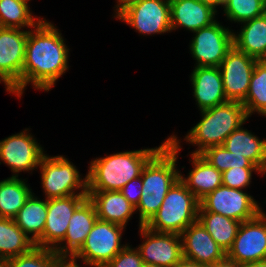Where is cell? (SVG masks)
I'll return each mask as SVG.
<instances>
[{"label": "cell", "mask_w": 266, "mask_h": 267, "mask_svg": "<svg viewBox=\"0 0 266 267\" xmlns=\"http://www.w3.org/2000/svg\"><path fill=\"white\" fill-rule=\"evenodd\" d=\"M248 117L257 112L266 116V60H257L246 98L241 102Z\"/></svg>", "instance_id": "29"}, {"label": "cell", "mask_w": 266, "mask_h": 267, "mask_svg": "<svg viewBox=\"0 0 266 267\" xmlns=\"http://www.w3.org/2000/svg\"><path fill=\"white\" fill-rule=\"evenodd\" d=\"M24 181L12 176L0 181V217L13 219L33 193Z\"/></svg>", "instance_id": "27"}, {"label": "cell", "mask_w": 266, "mask_h": 267, "mask_svg": "<svg viewBox=\"0 0 266 267\" xmlns=\"http://www.w3.org/2000/svg\"><path fill=\"white\" fill-rule=\"evenodd\" d=\"M198 1L211 6L216 11H217L216 9L217 6L221 5L222 7H224L225 2H226V0H198Z\"/></svg>", "instance_id": "40"}, {"label": "cell", "mask_w": 266, "mask_h": 267, "mask_svg": "<svg viewBox=\"0 0 266 267\" xmlns=\"http://www.w3.org/2000/svg\"><path fill=\"white\" fill-rule=\"evenodd\" d=\"M198 212H214L244 222L256 217L262 208L242 189L221 185L199 201Z\"/></svg>", "instance_id": "8"}, {"label": "cell", "mask_w": 266, "mask_h": 267, "mask_svg": "<svg viewBox=\"0 0 266 267\" xmlns=\"http://www.w3.org/2000/svg\"><path fill=\"white\" fill-rule=\"evenodd\" d=\"M88 198V195H71L47 200V217L43 236L35 246L55 249L65 238L69 220L74 211Z\"/></svg>", "instance_id": "14"}, {"label": "cell", "mask_w": 266, "mask_h": 267, "mask_svg": "<svg viewBox=\"0 0 266 267\" xmlns=\"http://www.w3.org/2000/svg\"><path fill=\"white\" fill-rule=\"evenodd\" d=\"M223 146L238 156H244L266 174V139L260 140L243 127L237 128L225 139Z\"/></svg>", "instance_id": "23"}, {"label": "cell", "mask_w": 266, "mask_h": 267, "mask_svg": "<svg viewBox=\"0 0 266 267\" xmlns=\"http://www.w3.org/2000/svg\"><path fill=\"white\" fill-rule=\"evenodd\" d=\"M35 244L12 218L0 217V258L10 259L29 252Z\"/></svg>", "instance_id": "26"}, {"label": "cell", "mask_w": 266, "mask_h": 267, "mask_svg": "<svg viewBox=\"0 0 266 267\" xmlns=\"http://www.w3.org/2000/svg\"><path fill=\"white\" fill-rule=\"evenodd\" d=\"M193 169L188 177L180 174V180L200 201L207 194L222 185V173L200 154H191Z\"/></svg>", "instance_id": "22"}, {"label": "cell", "mask_w": 266, "mask_h": 267, "mask_svg": "<svg viewBox=\"0 0 266 267\" xmlns=\"http://www.w3.org/2000/svg\"><path fill=\"white\" fill-rule=\"evenodd\" d=\"M139 229L144 241L137 249L143 263L173 267L183 258L180 235L154 232L146 226H140Z\"/></svg>", "instance_id": "16"}, {"label": "cell", "mask_w": 266, "mask_h": 267, "mask_svg": "<svg viewBox=\"0 0 266 267\" xmlns=\"http://www.w3.org/2000/svg\"><path fill=\"white\" fill-rule=\"evenodd\" d=\"M239 34L234 33V46L257 60H266V12L245 21Z\"/></svg>", "instance_id": "24"}, {"label": "cell", "mask_w": 266, "mask_h": 267, "mask_svg": "<svg viewBox=\"0 0 266 267\" xmlns=\"http://www.w3.org/2000/svg\"><path fill=\"white\" fill-rule=\"evenodd\" d=\"M54 267H81L70 258H62Z\"/></svg>", "instance_id": "39"}, {"label": "cell", "mask_w": 266, "mask_h": 267, "mask_svg": "<svg viewBox=\"0 0 266 267\" xmlns=\"http://www.w3.org/2000/svg\"><path fill=\"white\" fill-rule=\"evenodd\" d=\"M242 267H266V260L243 264Z\"/></svg>", "instance_id": "42"}, {"label": "cell", "mask_w": 266, "mask_h": 267, "mask_svg": "<svg viewBox=\"0 0 266 267\" xmlns=\"http://www.w3.org/2000/svg\"><path fill=\"white\" fill-rule=\"evenodd\" d=\"M97 213L94 204L87 198L73 213L65 238L54 251L61 258H72L84 244L86 237L91 231ZM64 242V244H63ZM63 245V246H62Z\"/></svg>", "instance_id": "18"}, {"label": "cell", "mask_w": 266, "mask_h": 267, "mask_svg": "<svg viewBox=\"0 0 266 267\" xmlns=\"http://www.w3.org/2000/svg\"><path fill=\"white\" fill-rule=\"evenodd\" d=\"M253 171L264 175L258 167L230 168L222 173V185L233 189H245L250 185Z\"/></svg>", "instance_id": "34"}, {"label": "cell", "mask_w": 266, "mask_h": 267, "mask_svg": "<svg viewBox=\"0 0 266 267\" xmlns=\"http://www.w3.org/2000/svg\"><path fill=\"white\" fill-rule=\"evenodd\" d=\"M61 259L53 249L34 246L29 252L7 262L8 267H54Z\"/></svg>", "instance_id": "33"}, {"label": "cell", "mask_w": 266, "mask_h": 267, "mask_svg": "<svg viewBox=\"0 0 266 267\" xmlns=\"http://www.w3.org/2000/svg\"><path fill=\"white\" fill-rule=\"evenodd\" d=\"M175 135L167 138V143L144 166L142 195L135 207L139 211V227L145 226L161 207L169 189L180 178L176 162L182 149Z\"/></svg>", "instance_id": "2"}, {"label": "cell", "mask_w": 266, "mask_h": 267, "mask_svg": "<svg viewBox=\"0 0 266 267\" xmlns=\"http://www.w3.org/2000/svg\"><path fill=\"white\" fill-rule=\"evenodd\" d=\"M212 267H242V265L237 264L233 261H230L229 259L226 258L225 260L217 263L216 265Z\"/></svg>", "instance_id": "41"}, {"label": "cell", "mask_w": 266, "mask_h": 267, "mask_svg": "<svg viewBox=\"0 0 266 267\" xmlns=\"http://www.w3.org/2000/svg\"><path fill=\"white\" fill-rule=\"evenodd\" d=\"M227 259L237 264L266 260V214L241 222Z\"/></svg>", "instance_id": "10"}, {"label": "cell", "mask_w": 266, "mask_h": 267, "mask_svg": "<svg viewBox=\"0 0 266 267\" xmlns=\"http://www.w3.org/2000/svg\"><path fill=\"white\" fill-rule=\"evenodd\" d=\"M171 29L183 27L197 31L214 23L217 13L211 6L198 0H169Z\"/></svg>", "instance_id": "20"}, {"label": "cell", "mask_w": 266, "mask_h": 267, "mask_svg": "<svg viewBox=\"0 0 266 267\" xmlns=\"http://www.w3.org/2000/svg\"><path fill=\"white\" fill-rule=\"evenodd\" d=\"M228 20L243 23L266 12V0H226L223 7Z\"/></svg>", "instance_id": "31"}, {"label": "cell", "mask_w": 266, "mask_h": 267, "mask_svg": "<svg viewBox=\"0 0 266 267\" xmlns=\"http://www.w3.org/2000/svg\"><path fill=\"white\" fill-rule=\"evenodd\" d=\"M167 143L156 148L124 151L90 162L87 191H120L132 179L141 176L147 162Z\"/></svg>", "instance_id": "3"}, {"label": "cell", "mask_w": 266, "mask_h": 267, "mask_svg": "<svg viewBox=\"0 0 266 267\" xmlns=\"http://www.w3.org/2000/svg\"><path fill=\"white\" fill-rule=\"evenodd\" d=\"M256 58L233 46L219 65L224 92L229 101L242 102L248 93Z\"/></svg>", "instance_id": "15"}, {"label": "cell", "mask_w": 266, "mask_h": 267, "mask_svg": "<svg viewBox=\"0 0 266 267\" xmlns=\"http://www.w3.org/2000/svg\"><path fill=\"white\" fill-rule=\"evenodd\" d=\"M198 220L227 253L233 245L241 222L214 212H198Z\"/></svg>", "instance_id": "28"}, {"label": "cell", "mask_w": 266, "mask_h": 267, "mask_svg": "<svg viewBox=\"0 0 266 267\" xmlns=\"http://www.w3.org/2000/svg\"><path fill=\"white\" fill-rule=\"evenodd\" d=\"M25 129L0 141V160L10 167L12 177L18 173L37 169L46 155L43 148Z\"/></svg>", "instance_id": "13"}, {"label": "cell", "mask_w": 266, "mask_h": 267, "mask_svg": "<svg viewBox=\"0 0 266 267\" xmlns=\"http://www.w3.org/2000/svg\"><path fill=\"white\" fill-rule=\"evenodd\" d=\"M200 155L221 173L234 167H257L246 157L228 151L223 145L209 147Z\"/></svg>", "instance_id": "32"}, {"label": "cell", "mask_w": 266, "mask_h": 267, "mask_svg": "<svg viewBox=\"0 0 266 267\" xmlns=\"http://www.w3.org/2000/svg\"><path fill=\"white\" fill-rule=\"evenodd\" d=\"M183 257L212 267L227 258V253L197 220L181 234Z\"/></svg>", "instance_id": "17"}, {"label": "cell", "mask_w": 266, "mask_h": 267, "mask_svg": "<svg viewBox=\"0 0 266 267\" xmlns=\"http://www.w3.org/2000/svg\"><path fill=\"white\" fill-rule=\"evenodd\" d=\"M39 168L41 185L47 200L71 195H88L87 176L82 179L76 166L63 155H45ZM78 189L79 193L76 191Z\"/></svg>", "instance_id": "6"}, {"label": "cell", "mask_w": 266, "mask_h": 267, "mask_svg": "<svg viewBox=\"0 0 266 267\" xmlns=\"http://www.w3.org/2000/svg\"><path fill=\"white\" fill-rule=\"evenodd\" d=\"M193 33L195 37L192 38L189 49L196 60L195 67H219L228 51L234 46V32L217 21Z\"/></svg>", "instance_id": "9"}, {"label": "cell", "mask_w": 266, "mask_h": 267, "mask_svg": "<svg viewBox=\"0 0 266 267\" xmlns=\"http://www.w3.org/2000/svg\"><path fill=\"white\" fill-rule=\"evenodd\" d=\"M3 82L5 87H6V91L9 92V93H13L14 94V91L13 89L0 77V83Z\"/></svg>", "instance_id": "43"}, {"label": "cell", "mask_w": 266, "mask_h": 267, "mask_svg": "<svg viewBox=\"0 0 266 267\" xmlns=\"http://www.w3.org/2000/svg\"><path fill=\"white\" fill-rule=\"evenodd\" d=\"M46 217L47 199L39 200L32 193L13 219L35 244L43 236Z\"/></svg>", "instance_id": "25"}, {"label": "cell", "mask_w": 266, "mask_h": 267, "mask_svg": "<svg viewBox=\"0 0 266 267\" xmlns=\"http://www.w3.org/2000/svg\"><path fill=\"white\" fill-rule=\"evenodd\" d=\"M142 264L138 249L127 244L105 267H142Z\"/></svg>", "instance_id": "35"}, {"label": "cell", "mask_w": 266, "mask_h": 267, "mask_svg": "<svg viewBox=\"0 0 266 267\" xmlns=\"http://www.w3.org/2000/svg\"><path fill=\"white\" fill-rule=\"evenodd\" d=\"M125 227L97 218L80 250L71 258L93 267H105L127 244L121 245Z\"/></svg>", "instance_id": "7"}, {"label": "cell", "mask_w": 266, "mask_h": 267, "mask_svg": "<svg viewBox=\"0 0 266 267\" xmlns=\"http://www.w3.org/2000/svg\"><path fill=\"white\" fill-rule=\"evenodd\" d=\"M142 267H161V266H158V265H155V264H147V263H143V264H142Z\"/></svg>", "instance_id": "45"}, {"label": "cell", "mask_w": 266, "mask_h": 267, "mask_svg": "<svg viewBox=\"0 0 266 267\" xmlns=\"http://www.w3.org/2000/svg\"><path fill=\"white\" fill-rule=\"evenodd\" d=\"M88 199L94 204L97 218L114 224L125 225L136 213L133 206L121 191H88Z\"/></svg>", "instance_id": "21"}, {"label": "cell", "mask_w": 266, "mask_h": 267, "mask_svg": "<svg viewBox=\"0 0 266 267\" xmlns=\"http://www.w3.org/2000/svg\"><path fill=\"white\" fill-rule=\"evenodd\" d=\"M139 1L141 0H117V5H115L116 7H114L116 8V15L114 16V18L117 17L124 9Z\"/></svg>", "instance_id": "37"}, {"label": "cell", "mask_w": 266, "mask_h": 267, "mask_svg": "<svg viewBox=\"0 0 266 267\" xmlns=\"http://www.w3.org/2000/svg\"><path fill=\"white\" fill-rule=\"evenodd\" d=\"M193 96L199 110H206L229 101L225 95L219 67H195L191 73Z\"/></svg>", "instance_id": "19"}, {"label": "cell", "mask_w": 266, "mask_h": 267, "mask_svg": "<svg viewBox=\"0 0 266 267\" xmlns=\"http://www.w3.org/2000/svg\"><path fill=\"white\" fill-rule=\"evenodd\" d=\"M173 267H209L204 264H200L198 262L192 261L190 259L182 258L177 264Z\"/></svg>", "instance_id": "38"}, {"label": "cell", "mask_w": 266, "mask_h": 267, "mask_svg": "<svg viewBox=\"0 0 266 267\" xmlns=\"http://www.w3.org/2000/svg\"><path fill=\"white\" fill-rule=\"evenodd\" d=\"M199 200L178 179L169 189L161 207L145 225L154 232L180 235L198 220Z\"/></svg>", "instance_id": "5"}, {"label": "cell", "mask_w": 266, "mask_h": 267, "mask_svg": "<svg viewBox=\"0 0 266 267\" xmlns=\"http://www.w3.org/2000/svg\"><path fill=\"white\" fill-rule=\"evenodd\" d=\"M142 177L139 176L135 179L129 181L120 190L123 196L133 205L137 206L139 204L142 195Z\"/></svg>", "instance_id": "36"}, {"label": "cell", "mask_w": 266, "mask_h": 267, "mask_svg": "<svg viewBox=\"0 0 266 267\" xmlns=\"http://www.w3.org/2000/svg\"><path fill=\"white\" fill-rule=\"evenodd\" d=\"M34 29L28 32L26 41L21 96L29 83L48 92L68 69L69 48L59 29L44 18Z\"/></svg>", "instance_id": "1"}, {"label": "cell", "mask_w": 266, "mask_h": 267, "mask_svg": "<svg viewBox=\"0 0 266 267\" xmlns=\"http://www.w3.org/2000/svg\"><path fill=\"white\" fill-rule=\"evenodd\" d=\"M116 18L143 36L172 31L169 0H141L124 9Z\"/></svg>", "instance_id": "12"}, {"label": "cell", "mask_w": 266, "mask_h": 267, "mask_svg": "<svg viewBox=\"0 0 266 267\" xmlns=\"http://www.w3.org/2000/svg\"><path fill=\"white\" fill-rule=\"evenodd\" d=\"M200 113L202 119L184 138L190 144L198 146L193 154H201L209 147L223 145L228 135L249 118L239 101H227Z\"/></svg>", "instance_id": "4"}, {"label": "cell", "mask_w": 266, "mask_h": 267, "mask_svg": "<svg viewBox=\"0 0 266 267\" xmlns=\"http://www.w3.org/2000/svg\"><path fill=\"white\" fill-rule=\"evenodd\" d=\"M0 267H8L7 259L0 258Z\"/></svg>", "instance_id": "44"}, {"label": "cell", "mask_w": 266, "mask_h": 267, "mask_svg": "<svg viewBox=\"0 0 266 267\" xmlns=\"http://www.w3.org/2000/svg\"><path fill=\"white\" fill-rule=\"evenodd\" d=\"M41 19L35 18L28 2L24 0H0V25L4 28H34Z\"/></svg>", "instance_id": "30"}, {"label": "cell", "mask_w": 266, "mask_h": 267, "mask_svg": "<svg viewBox=\"0 0 266 267\" xmlns=\"http://www.w3.org/2000/svg\"><path fill=\"white\" fill-rule=\"evenodd\" d=\"M28 31L0 28V77L21 97V75Z\"/></svg>", "instance_id": "11"}]
</instances>
